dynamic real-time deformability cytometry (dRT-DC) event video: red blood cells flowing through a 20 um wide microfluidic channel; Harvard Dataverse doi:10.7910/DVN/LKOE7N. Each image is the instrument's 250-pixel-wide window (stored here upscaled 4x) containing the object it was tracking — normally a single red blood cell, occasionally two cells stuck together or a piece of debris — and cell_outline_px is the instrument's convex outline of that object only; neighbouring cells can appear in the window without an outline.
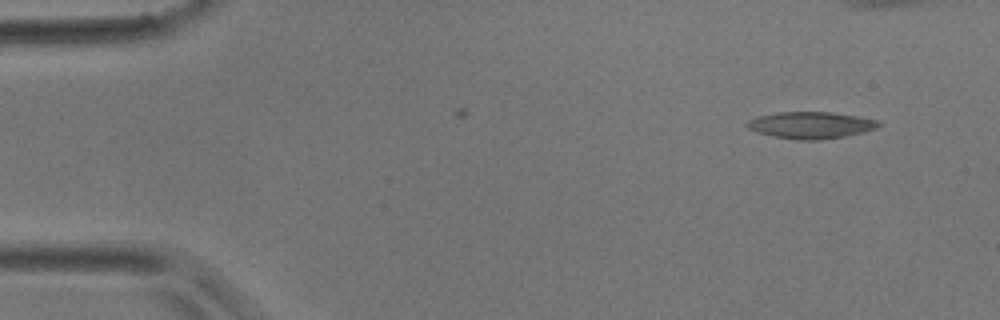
{"species": "common noctule bat (a hibernating species)", "species_latin": "Nyctalus noctula", "temperature_condition": "room temperature", "stored_images_in_passage": 3, "camera_frame_rate_fps": 3000, "um_per_image_px": 0.085, "animal": {"sex": "male", "body_mass_g": 17.9}, "frame": {"image": 1, "passage_image": 1, "time_ms": 0.0, "image_size_px": [1000, 320], "cell_outline_px": [[884, 124], [876, 128], [864, 132], [844, 136], [816, 140], [796, 140], [756, 132], [748, 128], [744, 124], [748, 120], [756, 116], [776, 112], [832, 112], [860, 116], [876, 120]], "centroid_in_image_um": [68.92, 10.62], "position_along_channel_um": 16.1, "area_um2": 20.63}}